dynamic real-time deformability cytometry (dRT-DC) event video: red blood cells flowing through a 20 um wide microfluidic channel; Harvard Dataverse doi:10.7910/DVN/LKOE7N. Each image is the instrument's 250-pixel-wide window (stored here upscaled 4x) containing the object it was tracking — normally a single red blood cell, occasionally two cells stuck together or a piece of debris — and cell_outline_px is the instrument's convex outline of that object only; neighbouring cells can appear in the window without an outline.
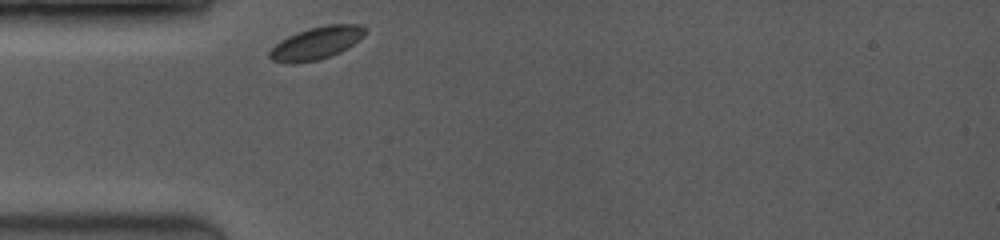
{"species": "common noctule bat (a hibernating species)", "species_latin": "Nyctalus noctula", "temperature_condition": "room temperature", "stored_images_in_passage": 30, "camera_frame_rate_fps": 3500, "um_per_image_px": 0.085, "animal": {"sex": "female", "body_mass_g": 19.0, "forearm_length_mm": 53.3}, "frame": {"image": 1, "passage_image": 1, "time_ms": 0.0, "image_size_px": [1000, 240], "cell_outline_px": [[368, 28], [364, 36], [348, 48], [340, 52], [316, 60], [292, 64], [288, 64], [272, 60], [268, 56], [268, 52], [280, 40], [296, 32], [308, 28], [328, 24], [360, 24]], "centroid_in_image_um": [26.9, 3.65], "position_along_channel_um": 58.1, "area_um2": 18.26}}
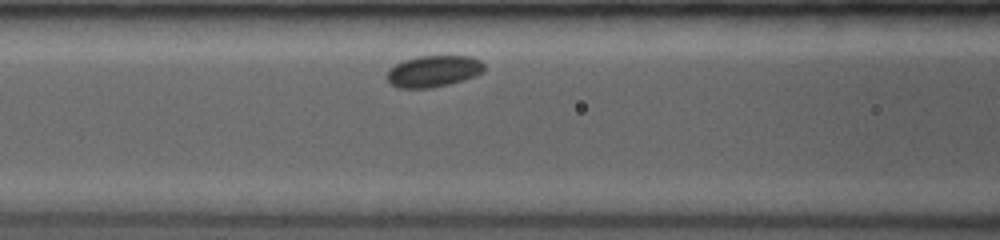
{"frame": {"image": 2, "passage_image": 18, "time_ms": 2.0, "image_size_px": [1000, 240], "cell_outline_px": [[484, 72], [476, 76], [464, 80], [432, 88], [396, 88], [388, 84], [384, 76], [396, 64], [404, 60], [416, 56], [472, 56], [480, 60], [484, 64]], "centroid_in_image_um": [36.83, 6.06], "position_along_channel_um": 129.8, "area_um2": 18.15}}
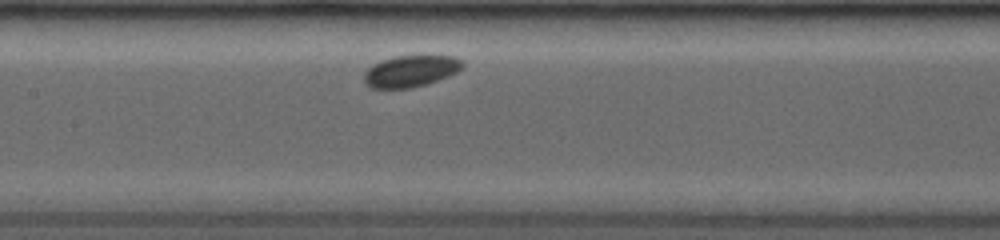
{"frame": {"image": 3, "passage_image": 27, "time_ms": 3.143, "image_size_px": [1000, 240], "cell_outline_px": [[464, 64], [456, 72], [448, 76], [424, 84], [408, 88], [372, 88], [364, 80], [364, 72], [372, 64], [396, 56], [452, 56], [464, 60]], "centroid_in_image_um": [34.9, 6.03], "position_along_channel_um": 172.5, "area_um2": 17.74}}